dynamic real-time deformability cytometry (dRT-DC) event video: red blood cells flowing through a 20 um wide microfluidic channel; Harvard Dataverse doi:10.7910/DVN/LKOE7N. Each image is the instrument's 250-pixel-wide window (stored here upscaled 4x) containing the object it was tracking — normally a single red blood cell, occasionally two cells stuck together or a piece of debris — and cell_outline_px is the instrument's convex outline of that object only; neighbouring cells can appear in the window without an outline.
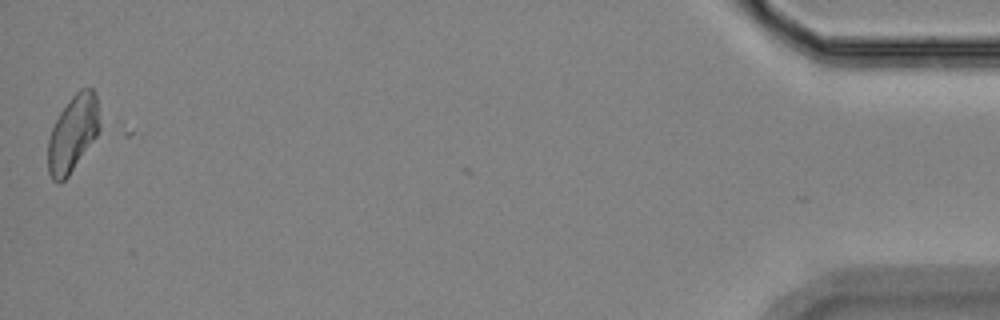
{"species": "Egyptian fruit bat (a non-hibernating species)", "species_latin": "Rousettus aegyptiacus", "temperature_condition": "room temperature", "stored_images_in_passage": 16, "camera_frame_rate_fps": 3000, "um_per_image_px": 0.085, "animal": {"sex": "female"}, "frame": {"image": 1, "passage_image": 16, "time_ms": 18.667, "image_size_px": [1000, 320], "cell_outline_px": [[100, 128], [96, 136], [68, 176], [64, 180], [52, 180], [48, 172], [48, 140], [52, 128], [60, 112], [68, 100], [80, 88], [92, 88], [96, 92], [100, 124]], "centroid_in_image_um": [6.2, 11.31], "position_along_channel_um": 429.0, "area_um2": 22.77}}